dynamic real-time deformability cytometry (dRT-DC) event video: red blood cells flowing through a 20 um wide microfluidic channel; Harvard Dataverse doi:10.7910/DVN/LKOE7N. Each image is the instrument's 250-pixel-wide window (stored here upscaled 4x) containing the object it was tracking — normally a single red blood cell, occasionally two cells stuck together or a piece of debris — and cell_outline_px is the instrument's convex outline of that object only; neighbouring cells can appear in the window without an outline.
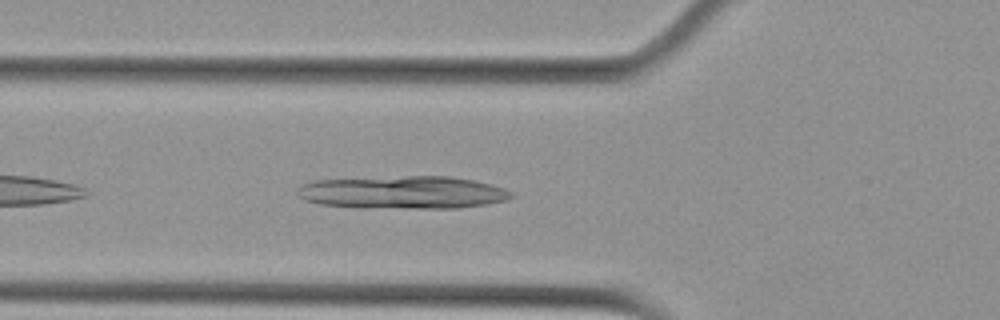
{"species": "Egyptian fruit bat (a non-hibernating species)", "species_latin": "Rousettus aegyptiacus", "temperature_condition": "cold", "stored_images_in_passage": 38, "camera_frame_rate_fps": 3000, "um_per_image_px": 0.085, "animal": {"sex": "female"}, "frame": {"image": 1, "passage_image": 5, "time_ms": 1.333, "image_size_px": [1000, 320], "cell_outline_px": [[512, 196], [504, 200], [484, 204], [456, 208], [360, 208], [320, 204], [304, 200], [296, 192], [304, 184], [316, 180], [404, 176], [448, 176], [472, 180], [504, 188], [512, 192]], "centroid_in_image_um": [34.22, 16.36], "position_along_channel_um": 91.6, "area_um2": 40.63}}
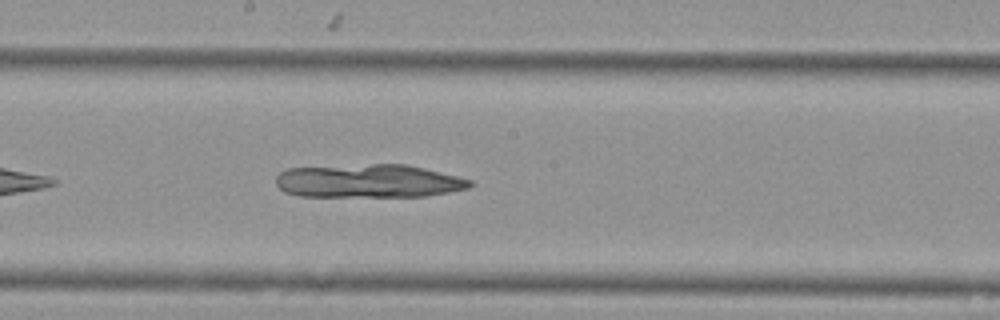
{"frame": {"image": 2, "passage_image": 15, "time_ms": 4.667, "image_size_px": [1000, 320], "cell_outline_px": [[476, 184], [468, 188], [448, 192], [424, 196], [300, 196], [284, 192], [276, 184], [276, 176], [280, 172], [288, 168], [372, 164], [408, 164], [472, 180]], "centroid_in_image_um": [31.33, 15.38], "position_along_channel_um": 216.9, "area_um2": 37.69}}
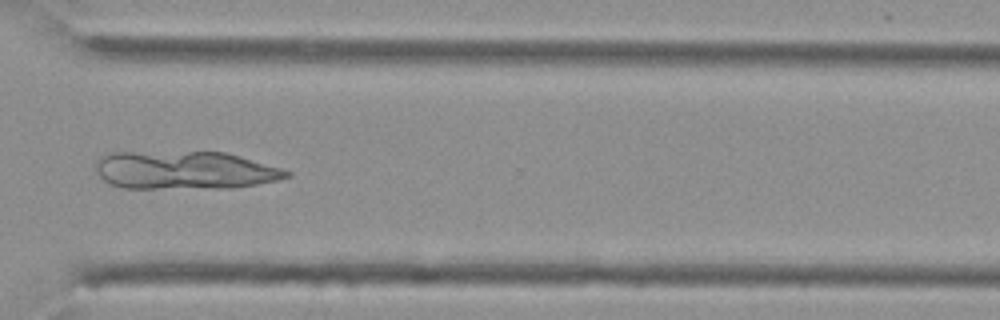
{"frame": {"image": 3, "passage_image": 26, "time_ms": 8.333, "image_size_px": [1000, 320], "cell_outline_px": [[292, 176], [276, 180], [256, 184], [232, 188], [124, 188], [108, 184], [96, 172], [92, 164], [100, 156], [112, 152], [224, 152], [240, 156], [280, 168], [292, 172]], "centroid_in_image_um": [15.64, 14.47], "position_along_channel_um": 355.0, "area_um2": 42.66}}